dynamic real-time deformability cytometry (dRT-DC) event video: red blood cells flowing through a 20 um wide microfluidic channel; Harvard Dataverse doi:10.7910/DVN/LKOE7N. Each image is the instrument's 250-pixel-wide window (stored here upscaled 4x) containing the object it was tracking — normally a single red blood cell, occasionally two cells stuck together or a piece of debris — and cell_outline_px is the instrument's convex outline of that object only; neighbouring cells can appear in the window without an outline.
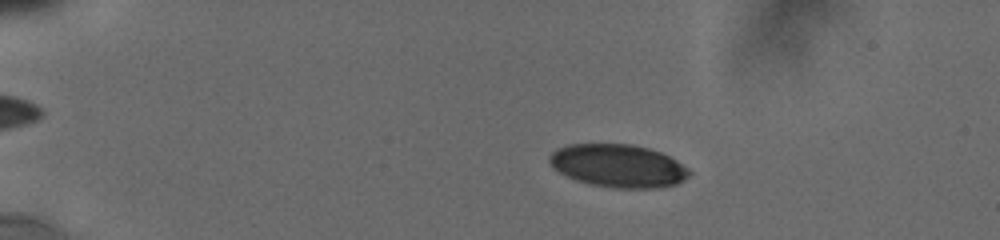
{"species": "human", "species_latin": "Homo sapiens", "temperature_condition": "cold", "stored_images_in_passage": 78, "camera_frame_rate_fps": 3000, "um_per_image_px": 0.085, "donor": {"sex": "male"}, "frame": {"image": 1, "passage_image": 19, "time_ms": 4.0, "image_size_px": [1000, 240], "cell_outline_px": [[692, 172], [684, 180], [676, 184], [660, 188], [612, 188], [588, 184], [576, 180], [560, 172], [548, 160], [548, 156], [556, 148], [568, 144], [632, 144], [648, 148], [660, 152], [676, 160], [688, 168]], "centroid_in_image_um": [52.55, 14.1], "position_along_channel_um": 32.4, "area_um2": 35.08}}
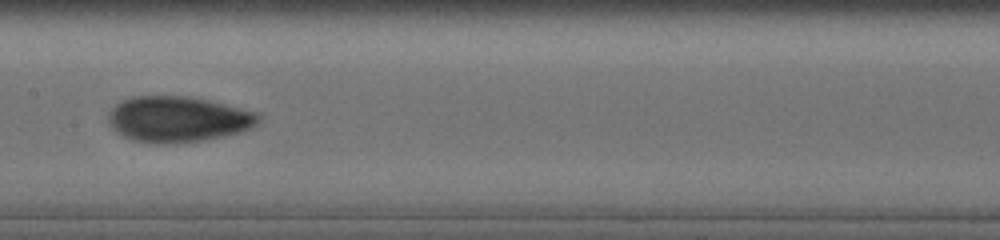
{"frame": {"image": 2, "passage_image": 52, "time_ms": 10.333, "image_size_px": [1000, 240], "cell_outline_px": [[260, 124], [252, 128], [240, 132], [224, 136], [176, 144], [156, 144], [132, 140], [120, 136], [108, 124], [108, 116], [112, 108], [120, 100], [132, 96], [188, 96], [208, 100], [260, 112]], "centroid_in_image_um": [15.13, 10.14], "position_along_channel_um": 192.3, "area_um2": 40.69}}
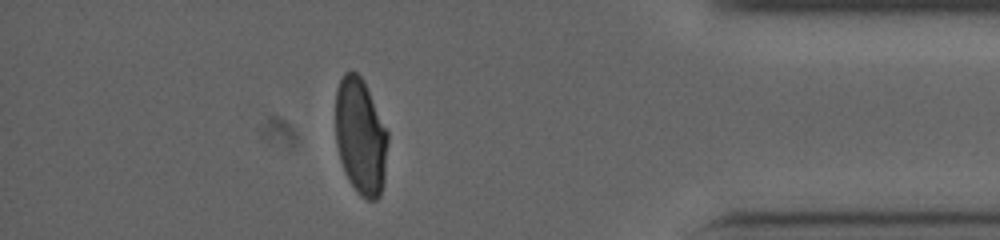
{"frame": {"image": 3, "passage_image": 72, "time_ms": 16.667, "image_size_px": [1000, 240], "cell_outline_px": [[388, 140], [384, 184], [380, 196], [376, 200], [368, 200], [360, 196], [356, 192], [348, 180], [344, 172], [340, 160], [336, 144], [336, 88], [344, 72], [356, 72], [364, 80], [388, 132]], "centroid_in_image_um": [30.65, 11.63], "position_along_channel_um": 404.5, "area_um2": 35.89}, "authors_computed_cell_mechanics": {"area_um2": 36.9342, "velocity_mm_per_s": 3.8196, "shape_relaxation_time_tau1_ms": 8.8096, "shape_relaxation_time_tau2_ms": 0.9127, "deformation_change_tau1": 0.2141, "deformation_change_tau2": 0.0444}}